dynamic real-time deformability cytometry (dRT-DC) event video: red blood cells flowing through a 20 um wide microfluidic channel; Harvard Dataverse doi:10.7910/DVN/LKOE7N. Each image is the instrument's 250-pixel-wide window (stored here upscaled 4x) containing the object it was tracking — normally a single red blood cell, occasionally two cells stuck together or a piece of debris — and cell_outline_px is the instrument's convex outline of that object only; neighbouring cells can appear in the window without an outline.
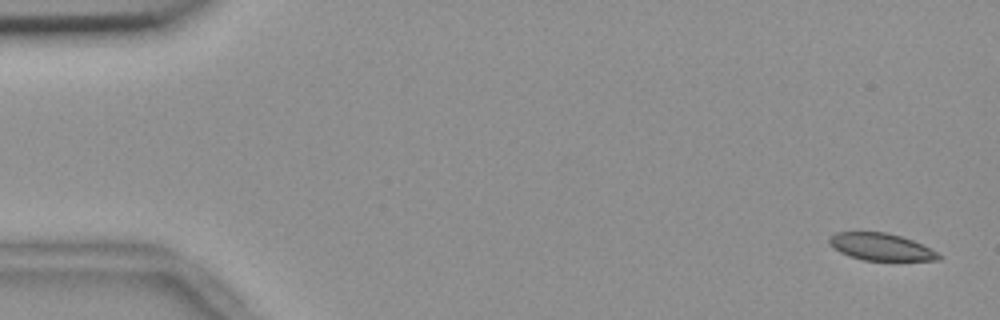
{"species": "common noctule bat (a hibernating species)", "species_latin": "Nyctalus noctula", "temperature_condition": "room temperature", "stored_images_in_passage": 14, "camera_frame_rate_fps": 3000, "um_per_image_px": 0.085, "animal": {"sex": "female", "body_mass_g": 18.4}, "frame": {"image": 1, "passage_image": 1, "time_ms": 0.0, "image_size_px": [1000, 320], "cell_outline_px": [[944, 256], [940, 260], [864, 260], [848, 256], [840, 252], [828, 240], [836, 232], [884, 232], [900, 236], [912, 240]], "centroid_in_image_um": [74.9, 20.99], "position_along_channel_um": 10.1, "area_um2": 16.94}}
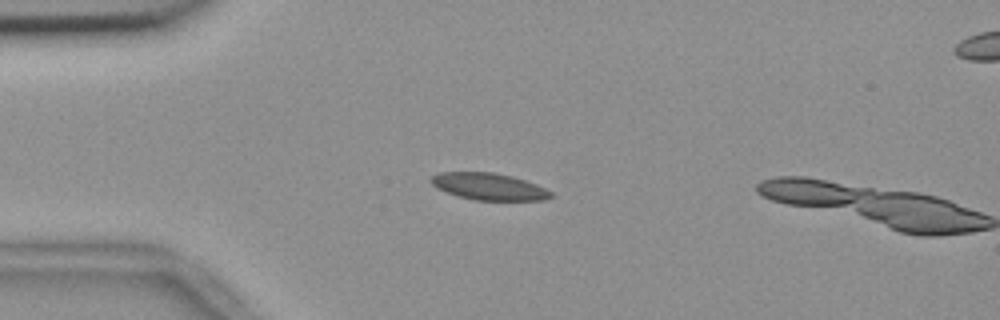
{"frame": {"image": 2, "passage_image": 13, "time_ms": 4.0, "image_size_px": [1000, 320], "cell_outline_px": [[552, 196], [544, 200], [472, 200], [436, 188], [428, 180], [432, 176], [440, 172], [492, 172], [512, 176], [536, 184], [552, 192]], "centroid_in_image_um": [41.53, 15.85], "position_along_channel_um": 43.5, "area_um2": 18.67}}